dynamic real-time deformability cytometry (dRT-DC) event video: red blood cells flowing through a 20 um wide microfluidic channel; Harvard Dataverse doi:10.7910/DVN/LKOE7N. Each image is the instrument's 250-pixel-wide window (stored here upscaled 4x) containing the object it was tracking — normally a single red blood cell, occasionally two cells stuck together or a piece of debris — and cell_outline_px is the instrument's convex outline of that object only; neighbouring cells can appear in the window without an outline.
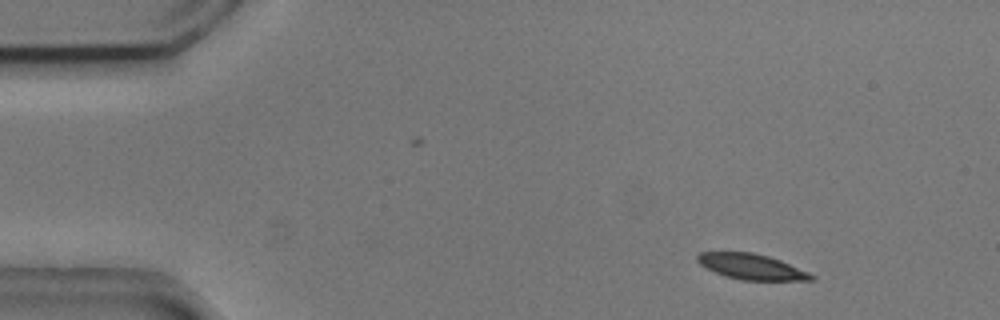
{"species": "common noctule bat (a hibernating species)", "species_latin": "Nyctalus noctula", "temperature_condition": "cold", "stored_images_in_passage": 44, "camera_frame_rate_fps": 3000, "um_per_image_px": 0.085, "animal": {"sex": "male", "body_mass_g": 20.5, "forearm_length_mm": 52.5}, "frame": {"image": 1, "passage_image": 1, "time_ms": 0.0, "image_size_px": [1000, 320], "cell_outline_px": [[816, 280], [740, 280], [724, 276], [700, 264], [696, 260], [696, 256], [700, 252], [752, 252], [768, 256], [780, 260], [808, 272], [816, 276]], "centroid_in_image_um": [63.88, 22.67], "position_along_channel_um": 21.1, "area_um2": 16.88}}
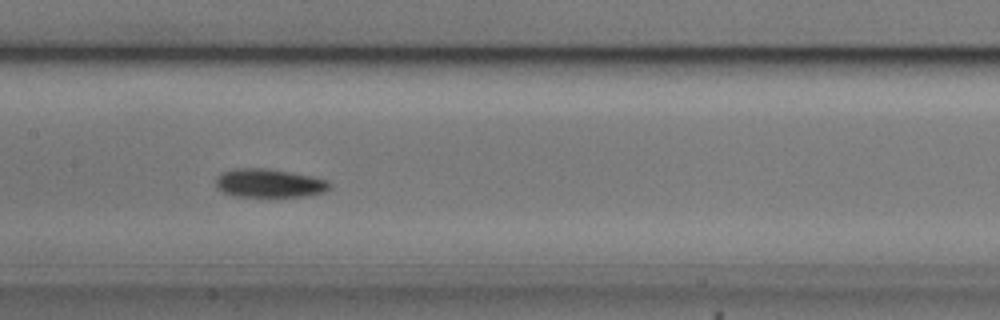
{"frame": {"image": 2, "passage_image": 21, "time_ms": 6.667, "image_size_px": [1000, 320], "cell_outline_px": [[332, 188], [324, 192], [304, 196], [232, 196], [216, 188], [216, 176], [232, 168], [268, 168], [292, 172], [312, 176], [328, 180], [332, 184]], "centroid_in_image_um": [22.9, 15.56], "position_along_channel_um": 184.5, "area_um2": 19.13}}
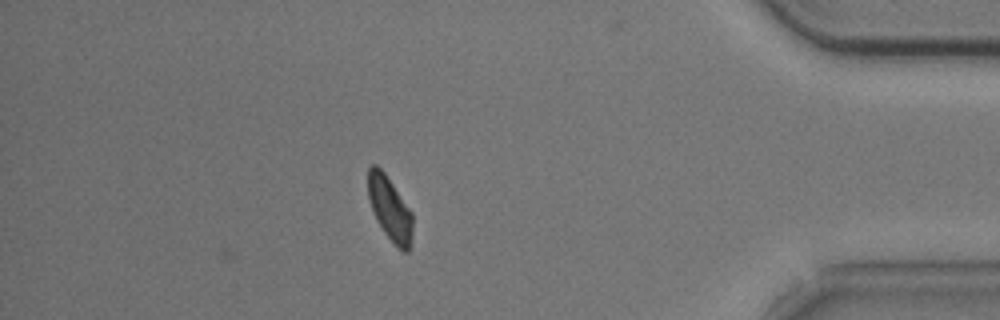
{"frame": {"image": 3, "passage_image": 42, "time_ms": 13.667, "image_size_px": [1000, 320], "cell_outline_px": [[412, 236], [408, 252], [404, 252], [396, 248], [384, 232], [376, 220], [368, 200], [368, 168], [372, 164], [376, 164], [384, 172], [412, 212]], "centroid_in_image_um": [33.12, 17.76], "position_along_channel_um": 402.1, "area_um2": 16.7}, "authors_computed_cell_mechanics": {"area_um2": 18.1781, "velocity_mm_per_s": 3.6904, "shape_relaxation_time_tau1_ms": 3.3092, "shape_relaxation_time_tau2_ms": null, "deformation_change_tau1": 0.1127, "deformation_change_tau2": null}}